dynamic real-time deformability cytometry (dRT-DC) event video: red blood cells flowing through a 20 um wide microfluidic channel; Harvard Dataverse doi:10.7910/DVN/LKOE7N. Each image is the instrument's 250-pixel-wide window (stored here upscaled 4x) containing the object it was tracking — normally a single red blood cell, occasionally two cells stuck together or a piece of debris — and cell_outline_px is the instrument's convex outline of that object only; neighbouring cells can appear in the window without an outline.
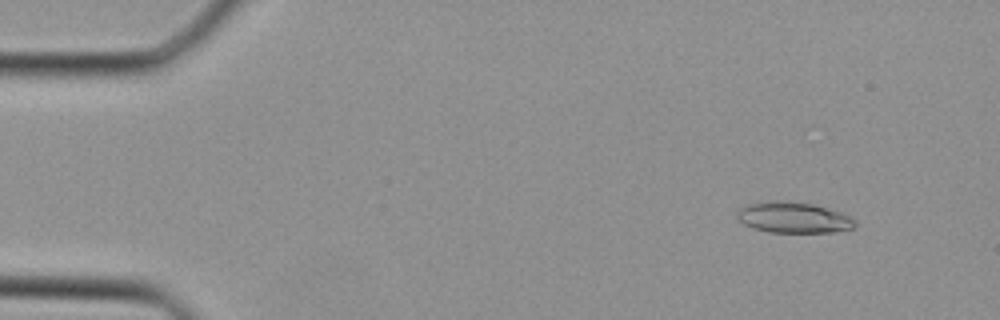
{"species": "Egyptian fruit bat (a non-hibernating species)", "species_latin": "Rousettus aegyptiacus", "temperature_condition": "cold", "stored_images_in_passage": 36, "camera_frame_rate_fps": 3000, "um_per_image_px": 0.085, "animal": {"sex": "female"}, "frame": {"image": 1, "passage_image": 4, "time_ms": 1.0, "image_size_px": [1000, 320], "cell_outline_px": [[856, 224], [852, 228], [832, 232], [768, 232], [752, 228], [736, 220], [736, 212], [744, 204], [768, 200], [784, 200], [812, 204], [840, 212], [852, 216], [856, 220]], "centroid_in_image_um": [67.38, 18.47], "position_along_channel_um": 17.6, "area_um2": 21.56}}
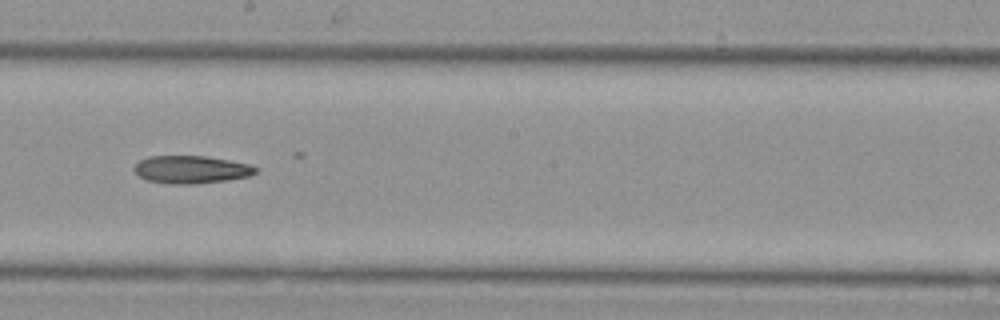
{"frame": {"image": 2, "passage_image": 22, "time_ms": 7.0, "image_size_px": [1000, 320], "cell_outline_px": [[256, 172], [248, 176], [224, 180], [192, 184], [172, 184], [148, 180], [140, 176], [132, 168], [140, 160], [148, 156], [204, 156], [228, 160], [248, 164], [256, 168]], "centroid_in_image_um": [16.2, 14.4], "position_along_channel_um": 232.0, "area_um2": 19.25}}
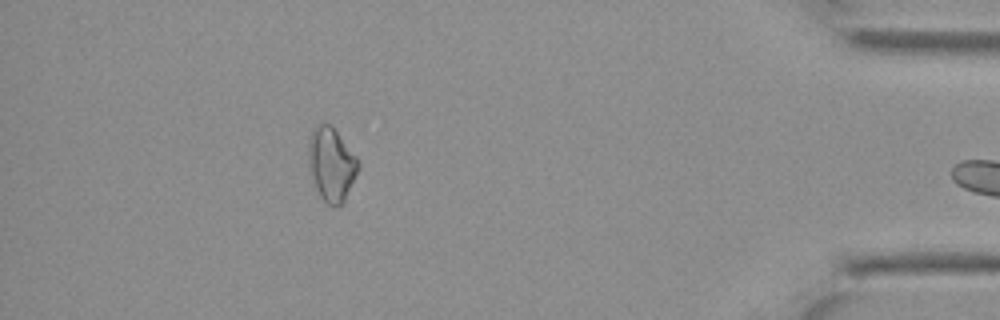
{"frame": {"image": 3, "passage_image": 35, "time_ms": 11.333, "image_size_px": [1000, 320], "cell_outline_px": [[360, 168], [344, 204], [340, 208], [332, 208], [320, 196], [308, 172], [308, 136], [312, 128], [316, 124], [332, 124], [356, 156], [360, 164]], "centroid_in_image_um": [28.16, 13.99], "position_along_channel_um": 407.0, "area_um2": 22.25}}